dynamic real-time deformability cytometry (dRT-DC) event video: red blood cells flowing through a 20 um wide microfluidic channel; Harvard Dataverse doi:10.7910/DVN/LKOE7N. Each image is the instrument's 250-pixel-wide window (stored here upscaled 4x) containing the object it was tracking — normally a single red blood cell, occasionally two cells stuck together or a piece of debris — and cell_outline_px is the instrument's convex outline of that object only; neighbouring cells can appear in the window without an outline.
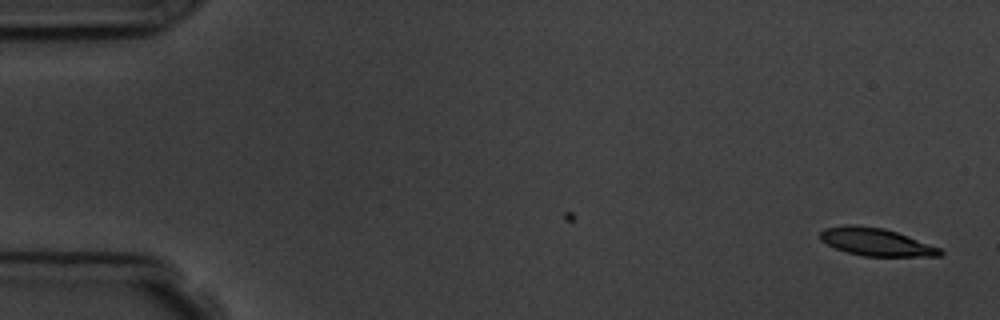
{"species": "common noctule bat (a hibernating species)", "species_latin": "Nyctalus noctula", "temperature_condition": "room temperature", "stored_images_in_passage": 5, "camera_frame_rate_fps": 3000, "um_per_image_px": 0.085, "animal": {"sex": "male", "body_mass_g": 19.5, "forearm_length_mm": 54.6}, "frame": {"image": 1, "passage_image": 1, "time_ms": 0.0, "image_size_px": [1000, 320], "cell_outline_px": [[944, 252], [940, 256], [864, 256], [848, 252], [836, 248], [820, 240], [820, 232], [824, 228], [848, 224], [852, 224], [884, 228], [908, 236], [940, 248]], "centroid_in_image_um": [74.45, 20.56], "position_along_channel_um": 10.5, "area_um2": 19.19}}
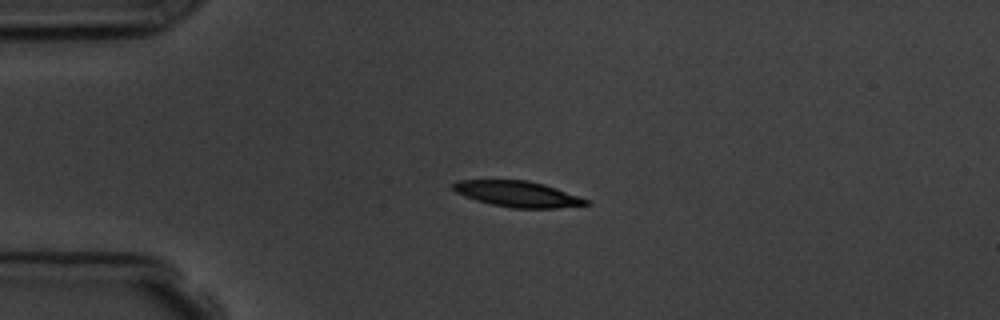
{"frame": {"image": 2, "passage_image": 4, "time_ms": 3.667, "image_size_px": [1000, 320], "cell_outline_px": [[592, 204], [556, 208], [512, 208], [492, 204], [476, 200], [464, 196], [456, 192], [452, 188], [452, 184], [460, 180], [528, 180], [544, 184], [556, 188], [588, 200]], "centroid_in_image_um": [43.99, 16.49], "position_along_channel_um": 41.0, "area_um2": 19.88}}